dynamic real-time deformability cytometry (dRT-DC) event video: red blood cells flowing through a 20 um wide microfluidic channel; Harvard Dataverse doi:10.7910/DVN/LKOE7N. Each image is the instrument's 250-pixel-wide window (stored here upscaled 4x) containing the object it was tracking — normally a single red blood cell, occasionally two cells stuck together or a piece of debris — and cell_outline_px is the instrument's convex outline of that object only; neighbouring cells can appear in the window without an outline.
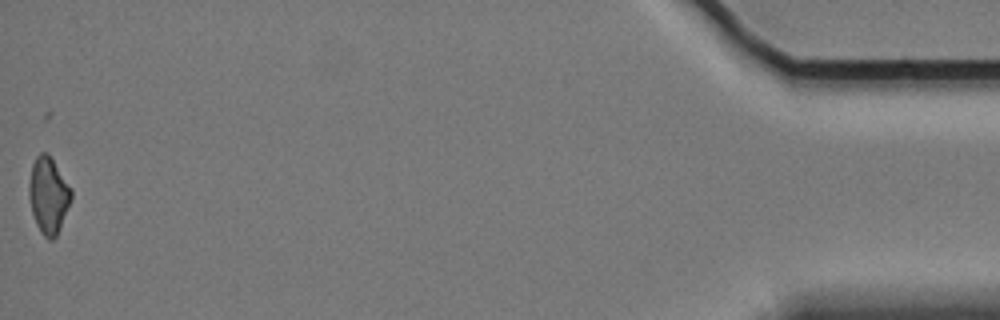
{"species": "Egyptian fruit bat (a non-hibernating species)", "species_latin": "Rousettus aegyptiacus", "temperature_condition": "cold", "stored_images_in_passage": 13, "camera_frame_rate_fps": 3000, "um_per_image_px": 0.085, "animal": {"sex": "female"}, "frame": {"image": 1, "passage_image": 13, "time_ms": 15.333, "image_size_px": [1000, 320], "cell_outline_px": [[72, 200], [60, 228], [56, 236], [52, 240], [48, 240], [40, 232], [36, 224], [32, 212], [28, 196], [28, 184], [32, 164], [36, 156], [40, 152], [48, 152], [72, 188]], "centroid_in_image_um": [4.12, 16.59], "position_along_channel_um": 431.1, "area_um2": 19.13}, "authors_computed_cell_mechanics": {"area_um2": 22.0796, "velocity_mm_per_s": 3.3819, "shape_relaxation_time_tau1_ms": 7.5244, "shape_relaxation_time_tau2_ms": 5.6626, "deformation_change_tau1": 0.1353, "deformation_change_tau2": 0.1337}}